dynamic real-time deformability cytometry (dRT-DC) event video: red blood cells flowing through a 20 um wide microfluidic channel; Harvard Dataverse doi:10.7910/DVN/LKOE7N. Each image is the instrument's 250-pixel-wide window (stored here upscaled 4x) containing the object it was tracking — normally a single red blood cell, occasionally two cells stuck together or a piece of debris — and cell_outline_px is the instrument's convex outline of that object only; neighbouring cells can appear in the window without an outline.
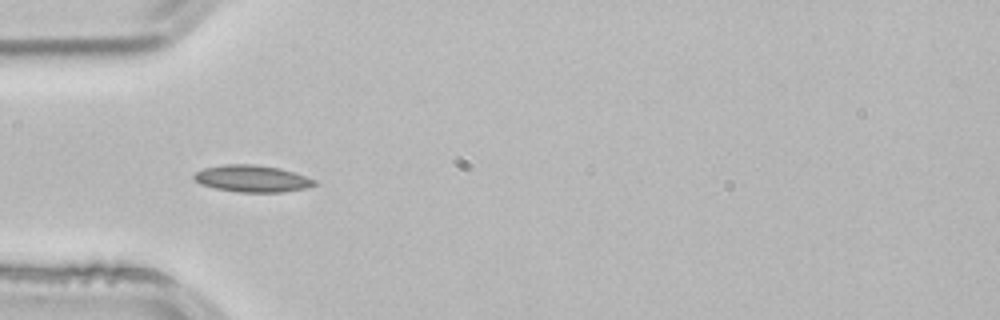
{"species": "common noctule bat (a hibernating species)", "species_latin": "Nyctalus noctula", "temperature_condition": "room temperature", "stored_images_in_passage": 4, "camera_frame_rate_fps": 3000, "um_per_image_px": 0.085, "animal": {"sex": "male", "body_mass_g": 21.5, "forearm_length_mm": 52.0}, "frame": {"image": 1, "passage_image": 4, "time_ms": 1.0, "image_size_px": [1000, 320], "cell_outline_px": [[320, 184], [304, 188], [284, 192], [240, 192], [216, 188], [200, 184], [192, 176], [196, 172], [204, 168], [224, 164], [256, 164], [280, 168], [316, 180]], "centroid_in_image_um": [21.44, 15.18], "position_along_channel_um": 63.6, "area_um2": 18.79}}